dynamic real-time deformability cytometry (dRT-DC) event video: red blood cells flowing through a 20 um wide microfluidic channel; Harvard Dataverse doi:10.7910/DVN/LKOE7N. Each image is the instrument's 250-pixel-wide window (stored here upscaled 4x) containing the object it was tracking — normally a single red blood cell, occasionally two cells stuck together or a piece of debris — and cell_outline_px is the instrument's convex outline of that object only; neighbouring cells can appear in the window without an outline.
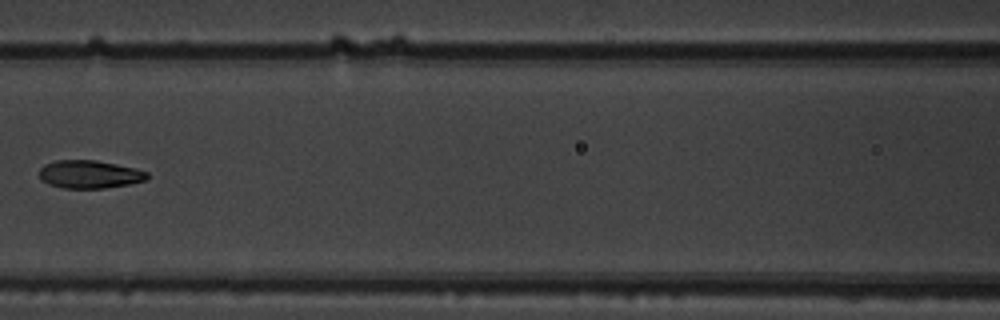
{"species": "common noctule bat (a hibernating species)", "species_latin": "Nyctalus noctula", "temperature_condition": "warm", "stored_images_in_passage": 7, "camera_frame_rate_fps": 3000, "um_per_image_px": 0.085, "animal": {"sex": "male", "body_mass_g": 19.5, "forearm_length_mm": 54.6}, "frame": {"image": 1, "passage_image": 5, "time_ms": 4.667, "image_size_px": [1000, 320], "cell_outline_px": [[148, 180], [128, 184], [104, 188], [64, 188], [48, 184], [40, 180], [40, 168], [44, 164], [56, 160], [96, 160], [136, 168], [148, 172]], "centroid_in_image_um": [7.61, 14.81], "position_along_channel_um": 159.0, "area_um2": 17.69}}
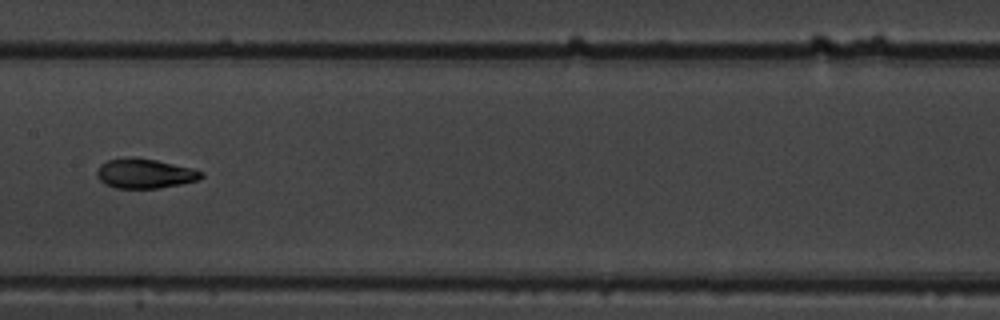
{"frame": {"image": 2, "passage_image": 6, "time_ms": 5.667, "image_size_px": [1000, 320], "cell_outline_px": [[204, 176], [200, 180], [160, 188], [116, 188], [104, 184], [96, 176], [96, 172], [100, 164], [108, 160], [128, 156], [132, 156], [156, 160], [192, 168], [204, 172]], "centroid_in_image_um": [12.3, 14.74], "position_along_channel_um": 195.1, "area_um2": 18.26}}
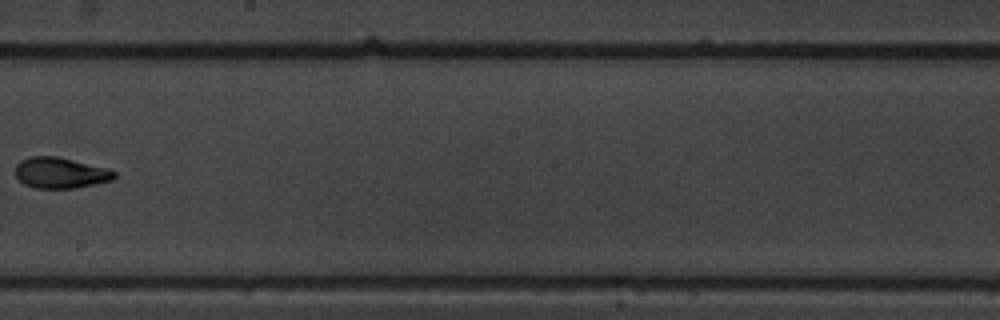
{"frame": {"image": 3, "passage_image": 7, "time_ms": 7.0, "image_size_px": [1000, 320], "cell_outline_px": [[116, 176], [112, 180], [76, 188], [36, 188], [24, 184], [16, 176], [16, 164], [20, 160], [28, 156], [56, 156], [108, 168], [116, 172]], "centroid_in_image_um": [5.13, 14.68], "position_along_channel_um": 243.1, "area_um2": 17.8}}